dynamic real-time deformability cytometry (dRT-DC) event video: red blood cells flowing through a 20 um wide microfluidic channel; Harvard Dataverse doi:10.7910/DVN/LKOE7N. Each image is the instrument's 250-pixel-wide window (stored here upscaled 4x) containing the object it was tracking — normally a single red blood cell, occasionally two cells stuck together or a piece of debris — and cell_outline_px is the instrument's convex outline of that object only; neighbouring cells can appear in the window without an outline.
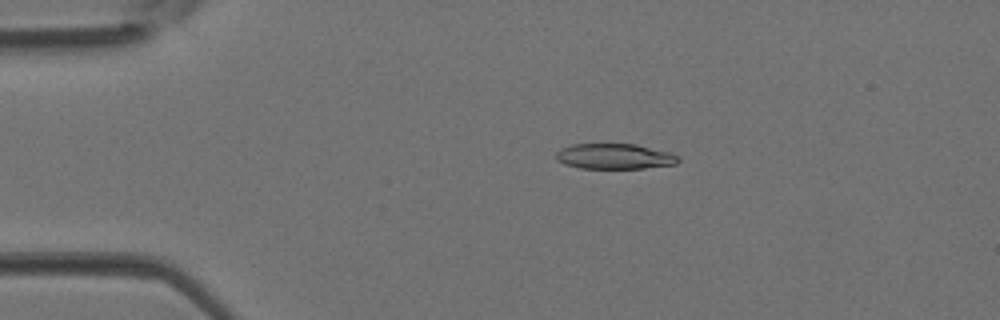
{"species": "Egyptian fruit bat (a non-hibernating species)", "species_latin": "Rousettus aegyptiacus", "temperature_condition": "room temperature", "stored_images_in_passage": 4, "camera_frame_rate_fps": 3000, "um_per_image_px": 0.085, "animal": {"sex": "female"}, "frame": {"image": 1, "passage_image": 2, "time_ms": 0.333, "image_size_px": [1000, 320], "cell_outline_px": [[680, 160], [676, 164], [644, 168], [580, 168], [564, 164], [556, 160], [556, 152], [560, 148], [572, 144], [636, 144], [672, 152], [680, 156]], "centroid_in_image_um": [52.26, 13.28], "position_along_channel_um": 32.7, "area_um2": 18.32}}
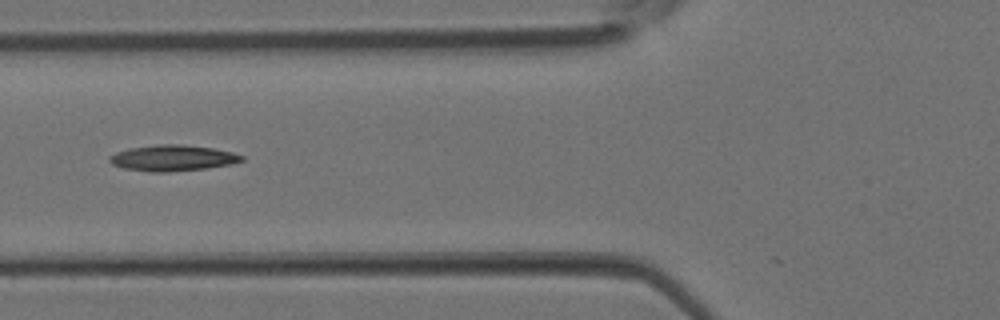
{"frame": {"image": 2, "passage_image": 4, "time_ms": 1.0, "image_size_px": [1000, 320], "cell_outline_px": [[244, 160], [232, 164], [204, 168], [168, 172], [152, 172], [124, 168], [112, 164], [108, 160], [108, 156], [116, 152], [128, 148], [156, 144], [180, 144], [212, 148], [232, 152], [244, 156]], "centroid_in_image_um": [14.65, 13.42], "position_along_channel_um": 111.2, "area_um2": 20.0}}